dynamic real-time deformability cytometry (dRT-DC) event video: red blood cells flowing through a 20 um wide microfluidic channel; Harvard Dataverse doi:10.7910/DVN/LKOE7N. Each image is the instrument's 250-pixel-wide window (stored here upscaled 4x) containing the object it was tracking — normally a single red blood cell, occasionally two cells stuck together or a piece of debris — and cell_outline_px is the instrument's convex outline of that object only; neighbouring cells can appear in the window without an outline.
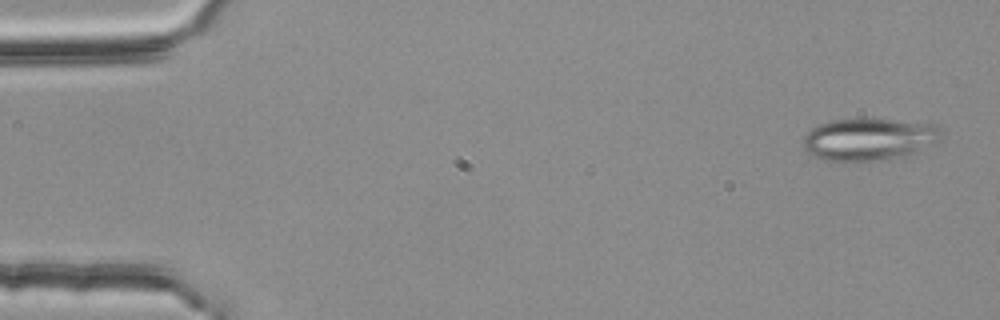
{"species": "common noctule bat (a hibernating species)", "species_latin": "Nyctalus noctula", "temperature_condition": "room temperature", "stored_images_in_passage": 4, "camera_frame_rate_fps": 3000, "um_per_image_px": 0.085, "animal": {"sex": "female", "body_mass_g": 25.1}, "frame": {"image": 1, "passage_image": 1, "time_ms": 0.0, "image_size_px": [1000, 320], "cell_outline_px": [[940, 140], [920, 152], [888, 160], [824, 160], [808, 152], [804, 148], [804, 136], [812, 128], [828, 120], [888, 120], [936, 124], [940, 128]], "centroid_in_image_um": [73.91, 11.85], "position_along_channel_um": 11.1, "area_um2": 33.58}}